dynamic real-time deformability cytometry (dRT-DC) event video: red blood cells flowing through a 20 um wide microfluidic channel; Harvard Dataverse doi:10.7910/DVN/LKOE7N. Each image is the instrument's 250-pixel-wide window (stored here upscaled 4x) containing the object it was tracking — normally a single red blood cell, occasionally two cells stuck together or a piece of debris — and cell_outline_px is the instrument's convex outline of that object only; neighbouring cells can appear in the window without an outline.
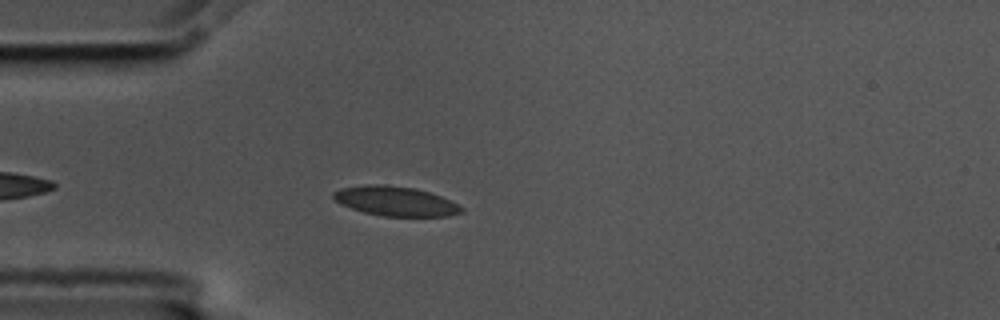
{"species": "common noctule bat (a hibernating species)", "species_latin": "Nyctalus noctula", "temperature_condition": "cold", "stored_images_in_passage": 27, "camera_frame_rate_fps": 3000, "um_per_image_px": 0.085, "animal": {"sex": "male", "body_mass_g": 17.5, "forearm_length_mm": 52.3}, "frame": {"image": 1, "passage_image": 5, "time_ms": 1.333, "image_size_px": [1000, 320], "cell_outline_px": [[464, 212], [448, 216], [384, 216], [364, 212], [340, 204], [332, 196], [332, 192], [340, 188], [364, 184], [384, 184], [416, 188], [440, 196], [464, 208]], "centroid_in_image_um": [33.59, 17.09], "position_along_channel_um": 51.4, "area_um2": 22.02}}
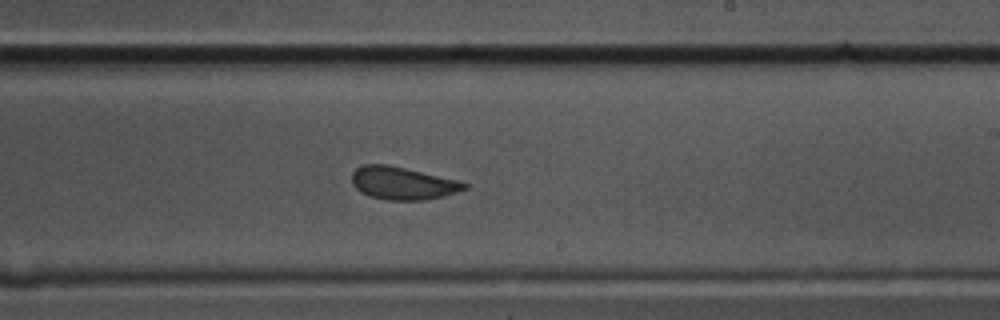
{"frame": {"image": 2, "passage_image": 23, "time_ms": 7.333, "image_size_px": [1000, 320], "cell_outline_px": [[468, 188], [444, 196], [424, 200], [388, 200], [368, 196], [360, 192], [352, 184], [352, 172], [356, 168], [364, 164], [388, 164], [456, 180], [468, 184]], "centroid_in_image_um": [34.18, 15.57], "position_along_channel_um": 254.8, "area_um2": 21.39}}